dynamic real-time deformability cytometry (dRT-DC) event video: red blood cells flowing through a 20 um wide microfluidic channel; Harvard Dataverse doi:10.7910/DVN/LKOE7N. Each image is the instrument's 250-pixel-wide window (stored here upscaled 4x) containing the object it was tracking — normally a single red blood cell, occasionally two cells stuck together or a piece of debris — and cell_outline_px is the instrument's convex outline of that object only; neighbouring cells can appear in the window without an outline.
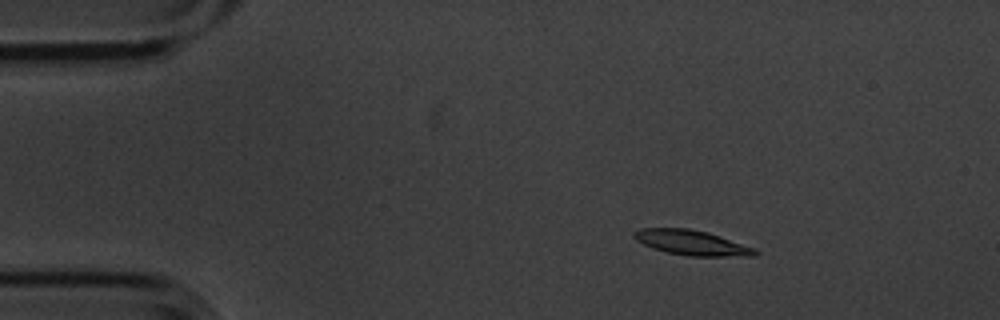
{"species": "common noctule bat (a hibernating species)", "species_latin": "Nyctalus noctula", "temperature_condition": "cold", "stored_images_in_passage": 4, "camera_frame_rate_fps": 3000, "um_per_image_px": 0.085, "animal": {"sex": "male", "body_mass_g": 20.1, "forearm_length_mm": 53.5}, "frame": {"image": 1, "passage_image": 2, "time_ms": 0.333, "image_size_px": [1000, 320], "cell_outline_px": [[760, 252], [756, 256], [688, 256], [668, 252], [652, 248], [636, 240], [632, 236], [632, 232], [640, 228], [688, 228], [708, 232], [756, 248]], "centroid_in_image_um": [58.81, 20.62], "position_along_channel_um": 26.2, "area_um2": 17.74}}